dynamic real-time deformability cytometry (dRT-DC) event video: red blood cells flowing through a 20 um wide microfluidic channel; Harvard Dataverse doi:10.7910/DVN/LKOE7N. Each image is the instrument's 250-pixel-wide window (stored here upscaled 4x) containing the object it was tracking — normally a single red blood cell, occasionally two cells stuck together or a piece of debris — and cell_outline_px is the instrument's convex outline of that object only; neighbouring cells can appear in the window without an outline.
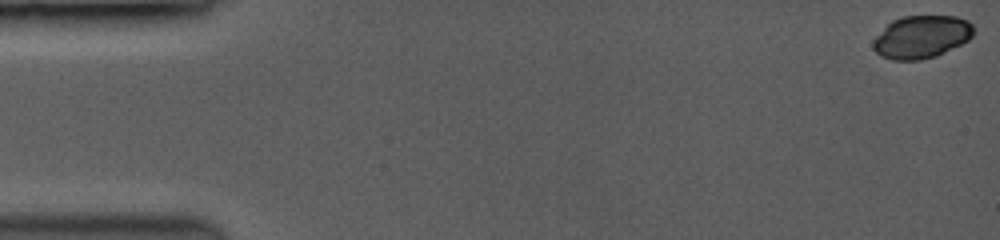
{"species": "common noctule bat (a hibernating species)", "species_latin": "Nyctalus noctula", "temperature_condition": "room temperature", "stored_images_in_passage": 44, "camera_frame_rate_fps": 3500, "um_per_image_px": 0.085, "animal": {"sex": "female", "body_mass_g": 19.0, "forearm_length_mm": 53.3}, "frame": {"image": 1, "passage_image": 1, "time_ms": 0.0, "image_size_px": [1000, 240], "cell_outline_px": [[972, 36], [968, 40], [936, 56], [920, 60], [896, 60], [884, 56], [876, 52], [872, 48], [872, 44], [876, 36], [892, 20], [904, 16], [956, 16], [972, 24]], "centroid_in_image_um": [78.31, 3.13], "position_along_channel_um": 6.7, "area_um2": 24.62}}
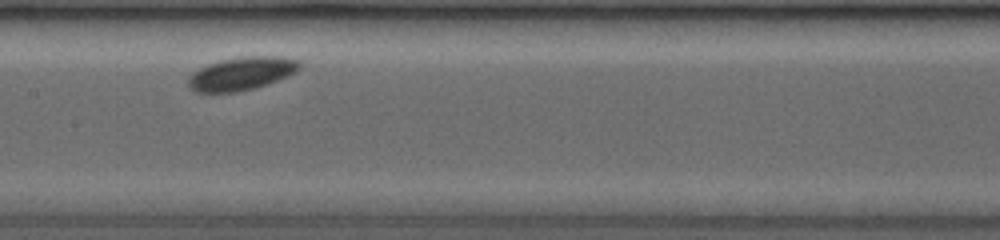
{"frame": {"image": 2, "passage_image": 22, "time_ms": 6.286, "image_size_px": [1000, 240], "cell_outline_px": [[300, 68], [296, 72], [288, 76], [252, 88], [232, 92], [200, 92], [192, 88], [188, 84], [188, 76], [192, 72], [208, 64], [220, 60], [240, 56], [280, 56], [300, 60]], "centroid_in_image_um": [20.54, 6.22], "position_along_channel_um": 186.9, "area_um2": 21.27}}
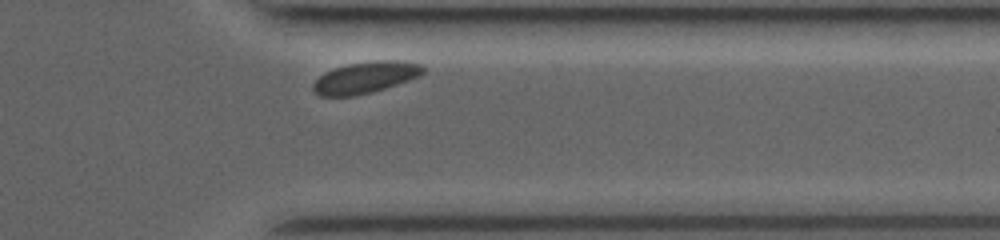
{"frame": {"image": 3, "passage_image": 40, "time_ms": 11.429, "image_size_px": [1000, 240], "cell_outline_px": [[424, 72], [408, 80], [384, 88], [352, 96], [320, 96], [312, 88], [312, 84], [324, 72], [348, 64], [376, 60], [396, 60], [420, 64], [424, 68]], "centroid_in_image_um": [31.02, 6.57], "position_along_channel_um": 380.4, "area_um2": 19.71}}